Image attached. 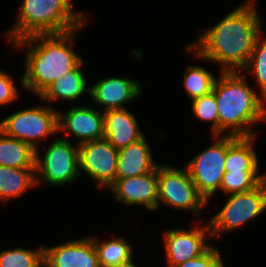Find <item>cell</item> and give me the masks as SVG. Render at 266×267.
<instances>
[{
  "label": "cell",
  "mask_w": 266,
  "mask_h": 267,
  "mask_svg": "<svg viewBox=\"0 0 266 267\" xmlns=\"http://www.w3.org/2000/svg\"><path fill=\"white\" fill-rule=\"evenodd\" d=\"M226 15L186 50L195 58L221 65V72L241 71L251 56L258 36L264 32L256 0H247Z\"/></svg>",
  "instance_id": "1"
},
{
  "label": "cell",
  "mask_w": 266,
  "mask_h": 267,
  "mask_svg": "<svg viewBox=\"0 0 266 267\" xmlns=\"http://www.w3.org/2000/svg\"><path fill=\"white\" fill-rule=\"evenodd\" d=\"M63 34L33 35L14 42V47H26L25 73L21 77L24 88L39 95L66 72L73 70L82 57L73 51V37L78 31Z\"/></svg>",
  "instance_id": "2"
},
{
  "label": "cell",
  "mask_w": 266,
  "mask_h": 267,
  "mask_svg": "<svg viewBox=\"0 0 266 267\" xmlns=\"http://www.w3.org/2000/svg\"><path fill=\"white\" fill-rule=\"evenodd\" d=\"M239 71L221 72L213 91L218 104V135L256 136L251 126L266 120V99L255 92ZM254 131V132H253Z\"/></svg>",
  "instance_id": "3"
},
{
  "label": "cell",
  "mask_w": 266,
  "mask_h": 267,
  "mask_svg": "<svg viewBox=\"0 0 266 267\" xmlns=\"http://www.w3.org/2000/svg\"><path fill=\"white\" fill-rule=\"evenodd\" d=\"M17 18L7 32L12 43L33 35L71 32L87 21V15L73 10L72 0H23Z\"/></svg>",
  "instance_id": "4"
},
{
  "label": "cell",
  "mask_w": 266,
  "mask_h": 267,
  "mask_svg": "<svg viewBox=\"0 0 266 267\" xmlns=\"http://www.w3.org/2000/svg\"><path fill=\"white\" fill-rule=\"evenodd\" d=\"M213 138H217L216 142L192 158L185 166L198 192L207 202L220 189L225 174L227 148L238 137L227 134Z\"/></svg>",
  "instance_id": "5"
},
{
  "label": "cell",
  "mask_w": 266,
  "mask_h": 267,
  "mask_svg": "<svg viewBox=\"0 0 266 267\" xmlns=\"http://www.w3.org/2000/svg\"><path fill=\"white\" fill-rule=\"evenodd\" d=\"M72 144L60 137L54 139L43 156L36 149V185L45 181L52 186H61L80 177L78 145Z\"/></svg>",
  "instance_id": "6"
},
{
  "label": "cell",
  "mask_w": 266,
  "mask_h": 267,
  "mask_svg": "<svg viewBox=\"0 0 266 267\" xmlns=\"http://www.w3.org/2000/svg\"><path fill=\"white\" fill-rule=\"evenodd\" d=\"M53 108L38 105L17 111L0 121V130L36 150L42 139L58 132V111Z\"/></svg>",
  "instance_id": "7"
},
{
  "label": "cell",
  "mask_w": 266,
  "mask_h": 267,
  "mask_svg": "<svg viewBox=\"0 0 266 267\" xmlns=\"http://www.w3.org/2000/svg\"><path fill=\"white\" fill-rule=\"evenodd\" d=\"M266 210V179L254 189L232 194L223 208L209 221L212 237L232 231L258 217Z\"/></svg>",
  "instance_id": "8"
},
{
  "label": "cell",
  "mask_w": 266,
  "mask_h": 267,
  "mask_svg": "<svg viewBox=\"0 0 266 267\" xmlns=\"http://www.w3.org/2000/svg\"><path fill=\"white\" fill-rule=\"evenodd\" d=\"M160 202L177 210H185L200 215L208 204L198 192L186 167L178 169L168 164L158 165V207Z\"/></svg>",
  "instance_id": "9"
},
{
  "label": "cell",
  "mask_w": 266,
  "mask_h": 267,
  "mask_svg": "<svg viewBox=\"0 0 266 267\" xmlns=\"http://www.w3.org/2000/svg\"><path fill=\"white\" fill-rule=\"evenodd\" d=\"M79 170L97 181V186L109 188L116 177L118 149L106 138L78 145Z\"/></svg>",
  "instance_id": "10"
},
{
  "label": "cell",
  "mask_w": 266,
  "mask_h": 267,
  "mask_svg": "<svg viewBox=\"0 0 266 267\" xmlns=\"http://www.w3.org/2000/svg\"><path fill=\"white\" fill-rule=\"evenodd\" d=\"M210 237L212 235L208 222L206 226H196L190 230L180 228L164 232L168 267L184 263L205 253L211 247L205 238Z\"/></svg>",
  "instance_id": "11"
},
{
  "label": "cell",
  "mask_w": 266,
  "mask_h": 267,
  "mask_svg": "<svg viewBox=\"0 0 266 267\" xmlns=\"http://www.w3.org/2000/svg\"><path fill=\"white\" fill-rule=\"evenodd\" d=\"M58 132L61 130L77 139V145L105 136L104 115L92 106H73L57 113Z\"/></svg>",
  "instance_id": "12"
},
{
  "label": "cell",
  "mask_w": 266,
  "mask_h": 267,
  "mask_svg": "<svg viewBox=\"0 0 266 267\" xmlns=\"http://www.w3.org/2000/svg\"><path fill=\"white\" fill-rule=\"evenodd\" d=\"M109 188L115 198L127 206L158 209V167L140 176L117 179Z\"/></svg>",
  "instance_id": "13"
},
{
  "label": "cell",
  "mask_w": 266,
  "mask_h": 267,
  "mask_svg": "<svg viewBox=\"0 0 266 267\" xmlns=\"http://www.w3.org/2000/svg\"><path fill=\"white\" fill-rule=\"evenodd\" d=\"M89 89L90 98L104 107L103 112H105L125 109V104L139 97L142 85L129 77H107L99 79Z\"/></svg>",
  "instance_id": "14"
},
{
  "label": "cell",
  "mask_w": 266,
  "mask_h": 267,
  "mask_svg": "<svg viewBox=\"0 0 266 267\" xmlns=\"http://www.w3.org/2000/svg\"><path fill=\"white\" fill-rule=\"evenodd\" d=\"M44 264L48 267H100L92 239L80 238L57 246H44Z\"/></svg>",
  "instance_id": "15"
},
{
  "label": "cell",
  "mask_w": 266,
  "mask_h": 267,
  "mask_svg": "<svg viewBox=\"0 0 266 267\" xmlns=\"http://www.w3.org/2000/svg\"><path fill=\"white\" fill-rule=\"evenodd\" d=\"M105 136L109 143L120 149L134 143L145 135L139 129L136 117L125 109L108 110L103 112Z\"/></svg>",
  "instance_id": "16"
},
{
  "label": "cell",
  "mask_w": 266,
  "mask_h": 267,
  "mask_svg": "<svg viewBox=\"0 0 266 267\" xmlns=\"http://www.w3.org/2000/svg\"><path fill=\"white\" fill-rule=\"evenodd\" d=\"M159 164L153 161L149 144L145 138L118 149L117 179L140 176L154 171Z\"/></svg>",
  "instance_id": "17"
},
{
  "label": "cell",
  "mask_w": 266,
  "mask_h": 267,
  "mask_svg": "<svg viewBox=\"0 0 266 267\" xmlns=\"http://www.w3.org/2000/svg\"><path fill=\"white\" fill-rule=\"evenodd\" d=\"M83 60L73 69L58 77L46 87L38 96L44 100L53 102L57 100L75 101L82 97L87 89V80L82 72Z\"/></svg>",
  "instance_id": "18"
},
{
  "label": "cell",
  "mask_w": 266,
  "mask_h": 267,
  "mask_svg": "<svg viewBox=\"0 0 266 267\" xmlns=\"http://www.w3.org/2000/svg\"><path fill=\"white\" fill-rule=\"evenodd\" d=\"M36 185L35 168H11L0 165V201L19 197Z\"/></svg>",
  "instance_id": "19"
},
{
  "label": "cell",
  "mask_w": 266,
  "mask_h": 267,
  "mask_svg": "<svg viewBox=\"0 0 266 267\" xmlns=\"http://www.w3.org/2000/svg\"><path fill=\"white\" fill-rule=\"evenodd\" d=\"M36 150L28 143L11 138L0 130V165L35 168Z\"/></svg>",
  "instance_id": "20"
},
{
  "label": "cell",
  "mask_w": 266,
  "mask_h": 267,
  "mask_svg": "<svg viewBox=\"0 0 266 267\" xmlns=\"http://www.w3.org/2000/svg\"><path fill=\"white\" fill-rule=\"evenodd\" d=\"M254 139L255 136L238 137L227 148L225 171L259 170Z\"/></svg>",
  "instance_id": "21"
},
{
  "label": "cell",
  "mask_w": 266,
  "mask_h": 267,
  "mask_svg": "<svg viewBox=\"0 0 266 267\" xmlns=\"http://www.w3.org/2000/svg\"><path fill=\"white\" fill-rule=\"evenodd\" d=\"M91 239L98 255L100 267L116 266L133 260L134 251L124 237H114L112 240L99 243L95 237H91Z\"/></svg>",
  "instance_id": "22"
},
{
  "label": "cell",
  "mask_w": 266,
  "mask_h": 267,
  "mask_svg": "<svg viewBox=\"0 0 266 267\" xmlns=\"http://www.w3.org/2000/svg\"><path fill=\"white\" fill-rule=\"evenodd\" d=\"M265 179L266 174H258V170L225 171L220 190L229 195L247 192Z\"/></svg>",
  "instance_id": "23"
},
{
  "label": "cell",
  "mask_w": 266,
  "mask_h": 267,
  "mask_svg": "<svg viewBox=\"0 0 266 267\" xmlns=\"http://www.w3.org/2000/svg\"><path fill=\"white\" fill-rule=\"evenodd\" d=\"M216 76L199 65L186 67L183 86L191 100L213 91Z\"/></svg>",
  "instance_id": "24"
},
{
  "label": "cell",
  "mask_w": 266,
  "mask_h": 267,
  "mask_svg": "<svg viewBox=\"0 0 266 267\" xmlns=\"http://www.w3.org/2000/svg\"><path fill=\"white\" fill-rule=\"evenodd\" d=\"M43 264V245L38 250L18 247L0 252V267H41Z\"/></svg>",
  "instance_id": "25"
},
{
  "label": "cell",
  "mask_w": 266,
  "mask_h": 267,
  "mask_svg": "<svg viewBox=\"0 0 266 267\" xmlns=\"http://www.w3.org/2000/svg\"><path fill=\"white\" fill-rule=\"evenodd\" d=\"M262 33L255 41L254 48L247 65L242 71L251 73L260 87L261 96L266 99V38L262 39Z\"/></svg>",
  "instance_id": "26"
},
{
  "label": "cell",
  "mask_w": 266,
  "mask_h": 267,
  "mask_svg": "<svg viewBox=\"0 0 266 267\" xmlns=\"http://www.w3.org/2000/svg\"><path fill=\"white\" fill-rule=\"evenodd\" d=\"M192 101V112L201 121L212 122L213 136L218 135V104L214 91L195 98Z\"/></svg>",
  "instance_id": "27"
},
{
  "label": "cell",
  "mask_w": 266,
  "mask_h": 267,
  "mask_svg": "<svg viewBox=\"0 0 266 267\" xmlns=\"http://www.w3.org/2000/svg\"><path fill=\"white\" fill-rule=\"evenodd\" d=\"M172 267H225V265H223L219 250L211 246L202 255Z\"/></svg>",
  "instance_id": "28"
},
{
  "label": "cell",
  "mask_w": 266,
  "mask_h": 267,
  "mask_svg": "<svg viewBox=\"0 0 266 267\" xmlns=\"http://www.w3.org/2000/svg\"><path fill=\"white\" fill-rule=\"evenodd\" d=\"M12 76L0 68V106L13 103L18 99V90L16 89Z\"/></svg>",
  "instance_id": "29"
},
{
  "label": "cell",
  "mask_w": 266,
  "mask_h": 267,
  "mask_svg": "<svg viewBox=\"0 0 266 267\" xmlns=\"http://www.w3.org/2000/svg\"><path fill=\"white\" fill-rule=\"evenodd\" d=\"M110 267H137V265L134 264L133 260H131L127 263L116 265V266H110Z\"/></svg>",
  "instance_id": "30"
}]
</instances>
